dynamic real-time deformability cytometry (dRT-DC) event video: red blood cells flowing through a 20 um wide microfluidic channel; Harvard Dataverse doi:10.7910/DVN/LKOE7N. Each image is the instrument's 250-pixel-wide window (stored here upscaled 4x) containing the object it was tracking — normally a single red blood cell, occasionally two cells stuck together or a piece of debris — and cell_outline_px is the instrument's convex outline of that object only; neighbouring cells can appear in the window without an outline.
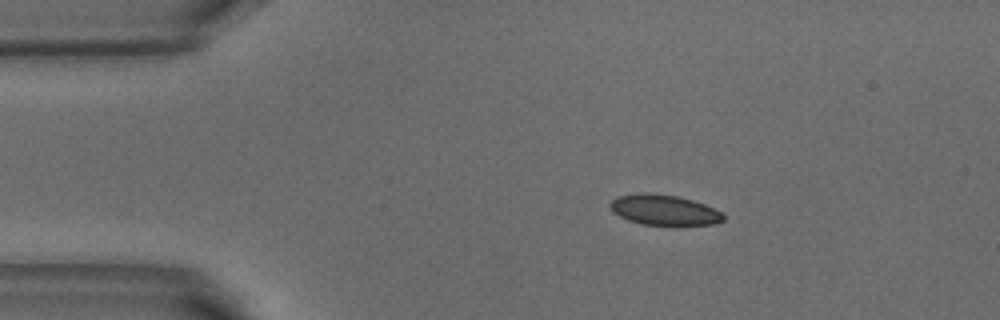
{"species": "common noctule bat (a hibernating species)", "species_latin": "Nyctalus noctula", "temperature_condition": "warm", "stored_images_in_passage": 6, "camera_frame_rate_fps": 3000, "um_per_image_px": 0.085, "animal": {"sex": "male", "body_mass_g": 18.8}, "frame": {"image": 1, "passage_image": 2, "time_ms": 0.333, "image_size_px": [1000, 320], "cell_outline_px": [[724, 220], [716, 224], [672, 228], [640, 224], [628, 220], [612, 212], [608, 204], [616, 196], [640, 192], [648, 192], [676, 196], [692, 200], [704, 204], [724, 212]], "centroid_in_image_um": [56.47, 17.89], "position_along_channel_um": 28.5, "area_um2": 21.15}}